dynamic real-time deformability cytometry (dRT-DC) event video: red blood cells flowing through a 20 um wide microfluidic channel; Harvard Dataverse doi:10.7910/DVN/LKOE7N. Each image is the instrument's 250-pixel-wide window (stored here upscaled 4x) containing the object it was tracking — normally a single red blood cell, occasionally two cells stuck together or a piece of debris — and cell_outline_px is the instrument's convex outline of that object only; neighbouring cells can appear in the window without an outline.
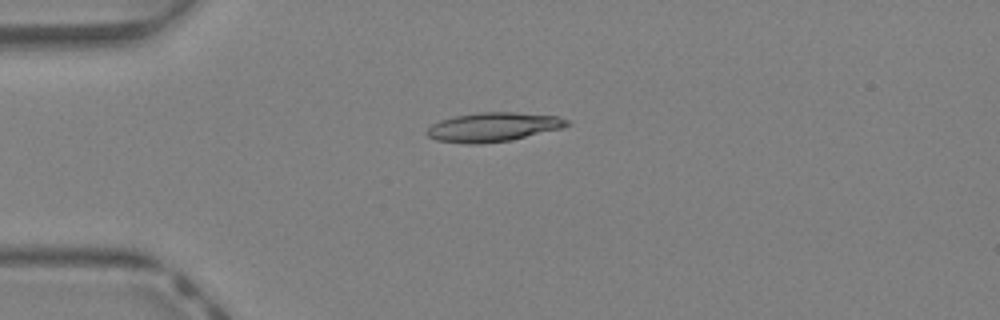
{"species": "Egyptian fruit bat (a non-hibernating species)", "species_latin": "Rousettus aegyptiacus", "temperature_condition": "warm", "stored_images_in_passage": 32, "camera_frame_rate_fps": 3000, "um_per_image_px": 0.085, "animal": {"sex": "female"}, "frame": {"image": 1, "passage_image": 1, "time_ms": 0.0, "image_size_px": [1000, 320], "cell_outline_px": [[572, 124], [564, 128], [512, 140], [480, 144], [468, 144], [436, 140], [428, 136], [424, 132], [432, 124], [440, 120], [456, 116], [480, 112], [516, 112], [556, 116], [568, 120]], "centroid_in_image_um": [41.94, 10.8], "position_along_channel_um": 43.1, "area_um2": 23.93}}
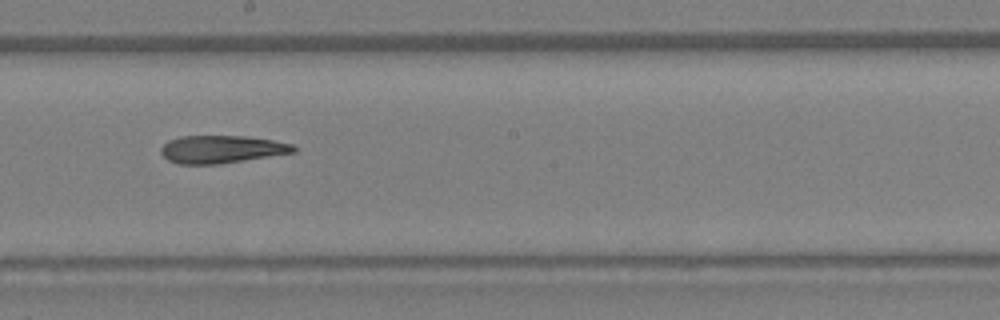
{"frame": {"image": 2, "passage_image": 14, "time_ms": 4.333, "image_size_px": [1000, 320], "cell_outline_px": [[296, 152], [216, 164], [176, 164], [168, 160], [160, 152], [160, 148], [168, 140], [180, 136], [244, 136], [272, 140], [292, 144], [296, 148]], "centroid_in_image_um": [18.79, 12.68], "position_along_channel_um": 229.4, "area_um2": 21.27}}
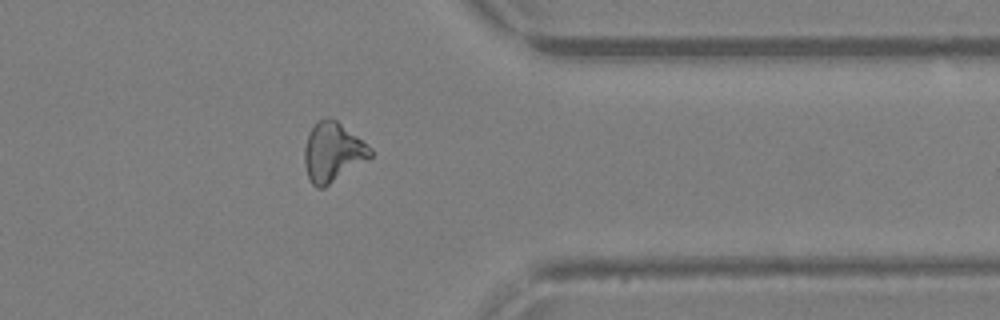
{"frame": {"image": 3, "passage_image": 24, "time_ms": 7.667, "image_size_px": [1000, 320], "cell_outline_px": [[372, 156], [324, 188], [316, 188], [312, 184], [308, 176], [304, 164], [304, 148], [308, 132], [320, 120], [336, 120], [372, 148]], "centroid_in_image_um": [28.26, 12.97], "position_along_channel_um": 383.1, "area_um2": 22.31}, "authors_computed_cell_mechanics": {"area_um2": 22.3397, "velocity_mm_per_s": 4.9008, "shape_relaxation_time_tau1_ms": null, "shape_relaxation_time_tau2_ms": 4.1872, "deformation_change_tau1": null, "deformation_change_tau2": 0.1633}}